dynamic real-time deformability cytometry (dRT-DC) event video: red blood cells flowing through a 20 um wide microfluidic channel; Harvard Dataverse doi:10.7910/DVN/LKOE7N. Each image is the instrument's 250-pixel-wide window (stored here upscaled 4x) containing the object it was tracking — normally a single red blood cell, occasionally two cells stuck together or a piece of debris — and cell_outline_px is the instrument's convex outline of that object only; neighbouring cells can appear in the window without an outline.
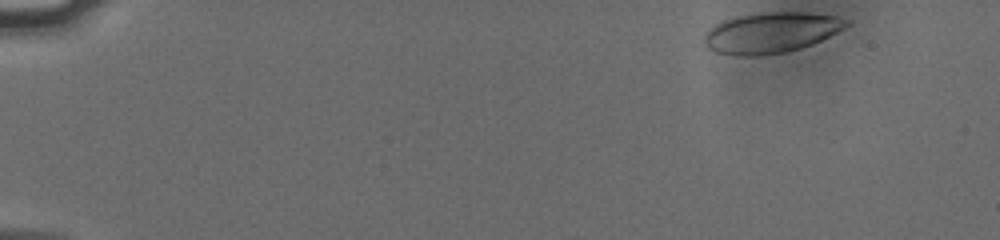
{"species": "human", "species_latin": "Homo sapiens", "temperature_condition": "cold", "stored_images_in_passage": 51, "camera_frame_rate_fps": 3000, "um_per_image_px": 0.085, "donor": {"sex": "male"}, "frame": {"image": 1, "passage_image": 1, "time_ms": 0.0, "image_size_px": [1000, 240], "cell_outline_px": [[852, 20], [844, 28], [812, 44], [800, 48], [784, 52], [760, 56], [736, 56], [716, 52], [708, 48], [704, 44], [704, 32], [708, 28], [720, 20], [736, 16], [756, 12], [804, 12], [836, 16]], "centroid_in_image_um": [65.47, 2.76], "position_along_channel_um": 19.5, "area_um2": 34.04}}
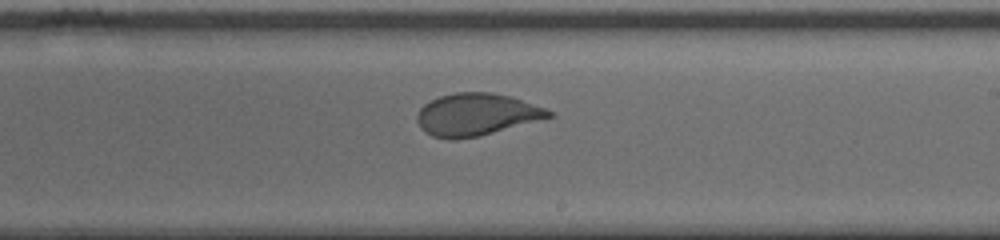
{"frame": {"image": 2, "passage_image": 30, "time_ms": 9.667, "image_size_px": [1000, 240], "cell_outline_px": [[556, 116], [480, 136], [452, 140], [448, 140], [432, 136], [424, 132], [420, 128], [416, 120], [416, 116], [420, 108], [424, 104], [440, 96], [456, 92], [492, 92], [508, 96], [544, 108], [552, 112]], "centroid_in_image_um": [40.45, 9.75], "position_along_channel_um": 248.5, "area_um2": 32.48}}
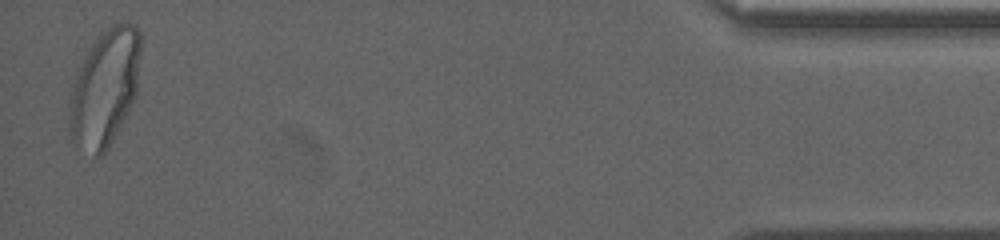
{"frame": {"image": 3, "passage_image": 50, "time_ms": 16.333, "image_size_px": [1000, 240], "cell_outline_px": [[140, 52], [136, 96], [124, 120], [104, 156], [96, 156], [72, 140], [68, 132], [68, 96], [76, 72], [84, 56], [96, 36], [100, 32], [112, 24], [136, 24], [140, 32]], "centroid_in_image_um": [8.88, 7.46], "position_along_channel_um": 426.3, "area_um2": 49.13}, "authors_computed_cell_mechanics": {"area_um2": 34.1598, "velocity_mm_per_s": 3.7715, "shape_relaxation_time_tau1_ms": 7.3872, "shape_relaxation_time_tau2_ms": null, "deformation_change_tau1": 0.217, "deformation_change_tau2": null}}